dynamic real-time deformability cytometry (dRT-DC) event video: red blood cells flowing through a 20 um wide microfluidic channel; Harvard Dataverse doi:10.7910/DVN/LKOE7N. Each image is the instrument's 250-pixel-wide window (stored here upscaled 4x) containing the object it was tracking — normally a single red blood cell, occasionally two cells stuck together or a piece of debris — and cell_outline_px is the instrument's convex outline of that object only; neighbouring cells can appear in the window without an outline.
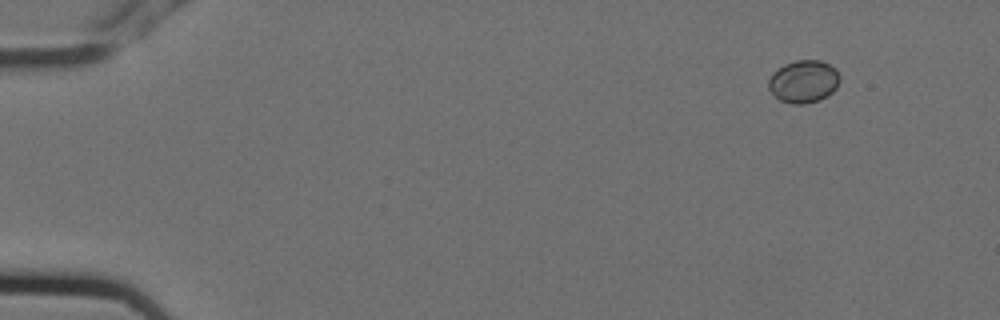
{"species": "Egyptian fruit bat (a non-hibernating species)", "species_latin": "Rousettus aegyptiacus", "temperature_condition": "cold", "stored_images_in_passage": 14, "camera_frame_rate_fps": 3000, "um_per_image_px": 0.085, "animal": {"sex": "female"}, "frame": {"image": 1, "passage_image": 1, "time_ms": 0.0, "image_size_px": [1000, 320], "cell_outline_px": [[840, 80], [836, 88], [828, 96], [820, 100], [804, 104], [792, 104], [780, 100], [768, 88], [768, 80], [772, 72], [784, 64], [796, 60], [820, 60], [836, 68], [840, 76]], "centroid_in_image_um": [68.31, 6.92], "position_along_channel_um": 16.7, "area_um2": 17.86}}
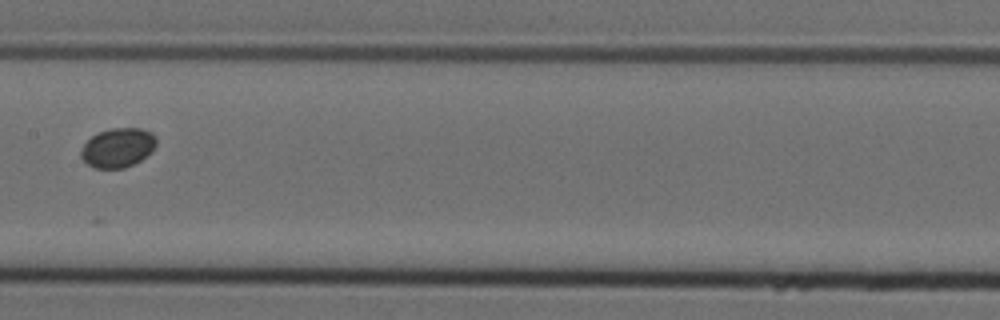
{"frame": {"image": 2, "passage_image": 7, "time_ms": 2.0, "image_size_px": [1000, 320], "cell_outline_px": [[156, 144], [152, 152], [148, 156], [124, 168], [96, 168], [88, 164], [80, 156], [80, 148], [92, 136], [100, 132], [112, 128], [140, 128], [152, 132], [156, 136]], "centroid_in_image_um": [10.04, 12.55], "position_along_channel_um": 197.4, "area_um2": 17.28}}
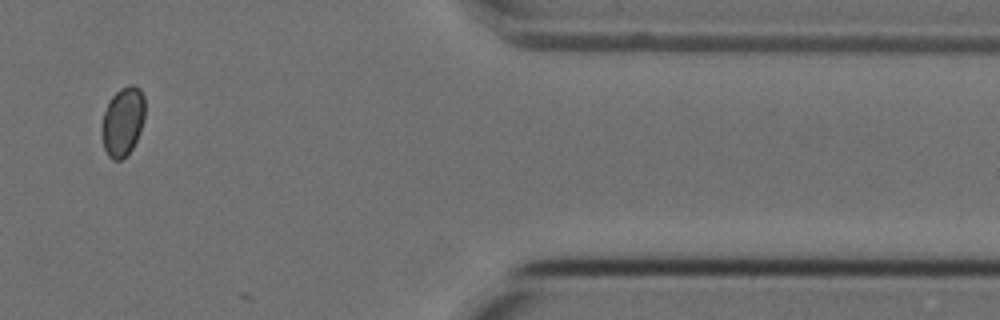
{"frame": {"image": 3, "passage_image": 12, "time_ms": 3.667, "image_size_px": [1000, 320], "cell_outline_px": [[144, 120], [140, 132], [132, 148], [120, 160], [112, 160], [108, 156], [104, 148], [100, 136], [100, 128], [104, 112], [108, 100], [120, 88], [128, 84], [132, 84], [140, 88], [144, 96]], "centroid_in_image_um": [10.41, 10.31], "position_along_channel_um": 401.0, "area_um2": 17.69}}